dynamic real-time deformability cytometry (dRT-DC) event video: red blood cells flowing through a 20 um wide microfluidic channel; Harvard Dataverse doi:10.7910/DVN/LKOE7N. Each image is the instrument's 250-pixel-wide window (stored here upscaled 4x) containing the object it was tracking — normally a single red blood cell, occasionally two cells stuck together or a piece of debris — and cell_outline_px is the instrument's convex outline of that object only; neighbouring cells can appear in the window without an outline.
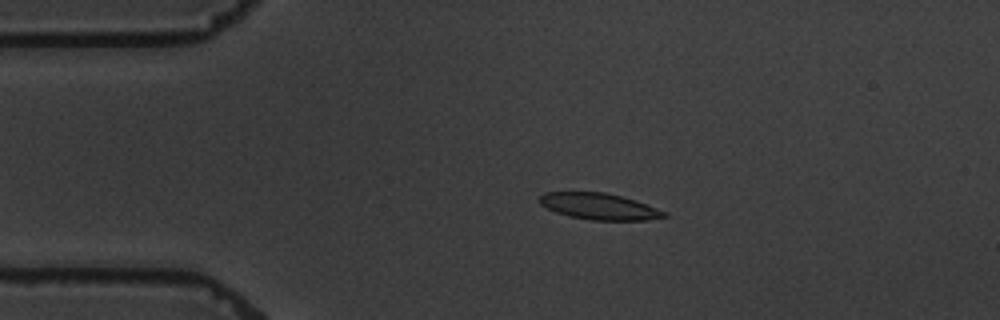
{"species": "common noctule bat (a hibernating species)", "species_latin": "Nyctalus noctula", "temperature_condition": "warm", "stored_images_in_passage": 7, "camera_frame_rate_fps": 3000, "um_per_image_px": 0.085, "animal": {"sex": "male", "body_mass_g": 19.5, "forearm_length_mm": 54.6}, "frame": {"image": 1, "passage_image": 4, "time_ms": 3.667, "image_size_px": [1000, 320], "cell_outline_px": [[668, 216], [648, 220], [592, 220], [568, 216], [556, 212], [540, 204], [540, 196], [544, 192], [604, 192], [636, 200], [668, 212]], "centroid_in_image_um": [50.96, 17.55], "position_along_channel_um": 34.0, "area_um2": 19.13}}
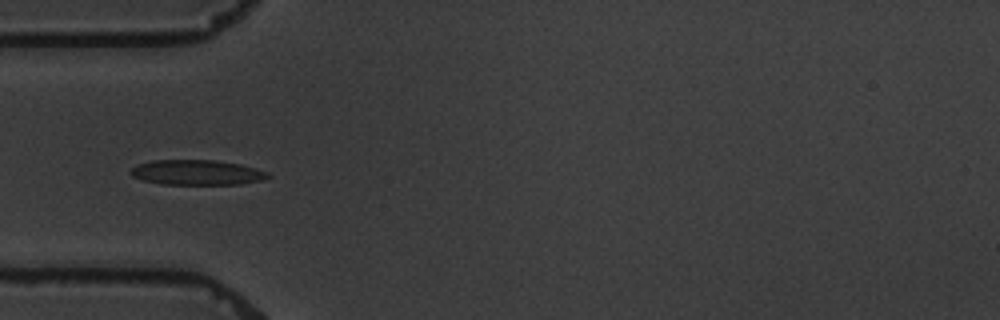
{"frame": {"image": 2, "passage_image": 6, "time_ms": 5.667, "image_size_px": [1000, 320], "cell_outline_px": [[272, 176], [264, 180], [240, 184], [160, 184], [144, 180], [132, 176], [128, 172], [132, 168], [140, 164], [152, 160], [216, 160], [240, 164], [256, 168], [268, 172]], "centroid_in_image_um": [16.77, 14.66], "position_along_channel_um": 68.2, "area_um2": 20.11}}